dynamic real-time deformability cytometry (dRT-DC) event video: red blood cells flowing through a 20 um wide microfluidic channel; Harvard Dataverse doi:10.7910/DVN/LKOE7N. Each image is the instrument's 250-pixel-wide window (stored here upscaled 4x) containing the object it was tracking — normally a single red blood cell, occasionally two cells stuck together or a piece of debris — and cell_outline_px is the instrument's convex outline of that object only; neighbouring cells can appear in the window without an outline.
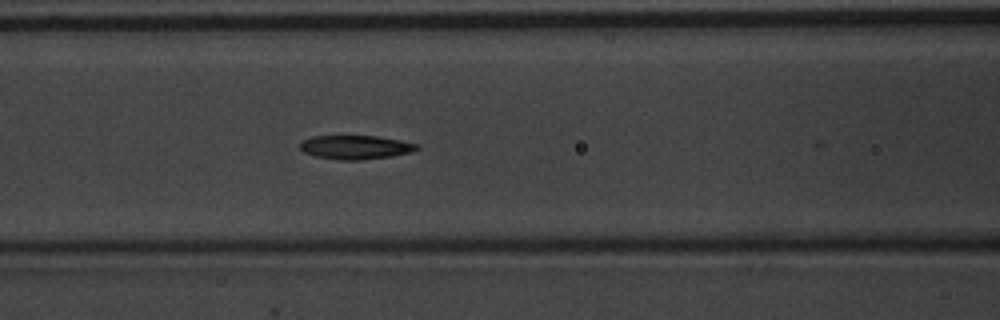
{"species": "common noctule bat (a hibernating species)", "species_latin": "Nyctalus noctula", "temperature_condition": "warm", "stored_images_in_passage": 26, "camera_frame_rate_fps": 3000, "um_per_image_px": 0.085, "animal": {"sex": "male", "body_mass_g": 20.1, "forearm_length_mm": 53.5}, "frame": {"image": 1, "passage_image": 25, "time_ms": 8.0, "image_size_px": [1000, 320], "cell_outline_px": [[420, 148], [412, 152], [392, 156], [360, 160], [340, 160], [316, 156], [304, 152], [300, 148], [300, 140], [312, 136], [376, 136], [400, 140], [420, 144]], "centroid_in_image_um": [30.24, 12.51], "position_along_channel_um": 136.4, "area_um2": 16.36}}